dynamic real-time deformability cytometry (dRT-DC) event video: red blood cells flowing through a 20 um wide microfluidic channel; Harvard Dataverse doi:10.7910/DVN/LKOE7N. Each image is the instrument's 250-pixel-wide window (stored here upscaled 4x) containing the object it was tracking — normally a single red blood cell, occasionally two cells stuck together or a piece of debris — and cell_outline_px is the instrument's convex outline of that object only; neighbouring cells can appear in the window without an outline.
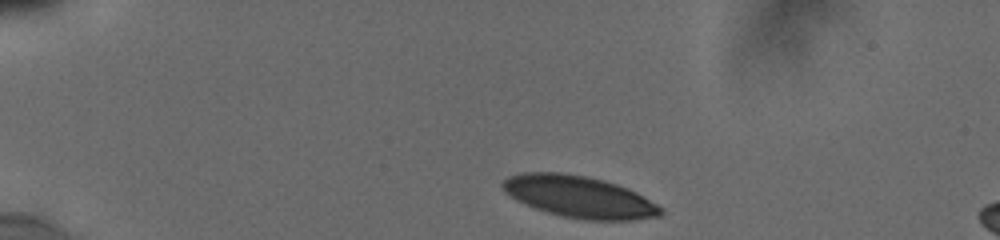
{"species": "human", "species_latin": "Homo sapiens", "temperature_condition": "cold", "stored_images_in_passage": 4, "camera_frame_rate_fps": 3000, "um_per_image_px": 0.085, "donor": {"sex": "male"}, "frame": {"image": 1, "passage_image": 1, "time_ms": 0.0, "image_size_px": [1000, 240], "cell_outline_px": [[664, 212], [660, 216], [636, 220], [584, 220], [564, 216], [548, 212], [524, 204], [516, 200], [504, 192], [500, 184], [508, 176], [524, 172], [560, 172], [584, 176], [604, 180], [616, 184], [636, 192], [664, 208]], "centroid_in_image_um": [49.23, 16.73], "position_along_channel_um": 35.8, "area_um2": 38.49}}